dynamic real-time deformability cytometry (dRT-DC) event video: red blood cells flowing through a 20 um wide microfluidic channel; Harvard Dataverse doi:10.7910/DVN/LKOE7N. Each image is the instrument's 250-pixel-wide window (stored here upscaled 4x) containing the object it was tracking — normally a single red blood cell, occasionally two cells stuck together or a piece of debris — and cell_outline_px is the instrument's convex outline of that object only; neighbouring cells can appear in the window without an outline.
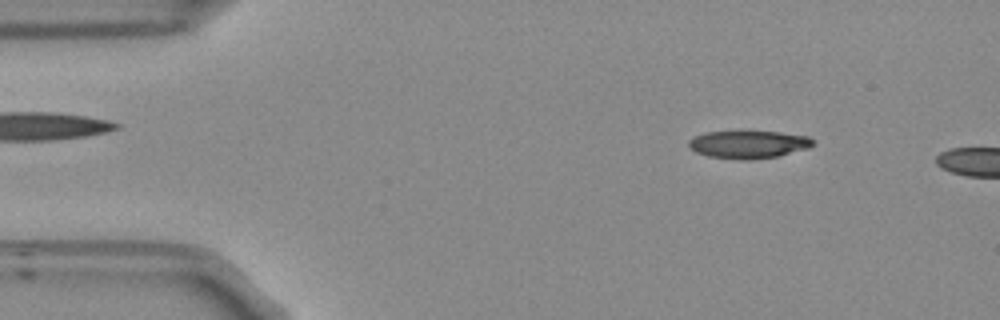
{"species": "Egyptian fruit bat (a non-hibernating species)", "species_latin": "Rousettus aegyptiacus", "temperature_condition": "room temperature", "stored_images_in_passage": 9, "camera_frame_rate_fps": 3000, "um_per_image_px": 0.085, "frame": {"image": 1, "passage_image": 6, "time_ms": 1.667, "image_size_px": [1000, 320], "cell_outline_px": [[816, 144], [808, 148], [776, 156], [748, 160], [740, 160], [708, 156], [696, 152], [688, 144], [688, 140], [704, 132], [780, 132], [808, 136]], "centroid_in_image_um": [63.62, 12.28], "position_along_channel_um": 21.4, "area_um2": 19.83}}